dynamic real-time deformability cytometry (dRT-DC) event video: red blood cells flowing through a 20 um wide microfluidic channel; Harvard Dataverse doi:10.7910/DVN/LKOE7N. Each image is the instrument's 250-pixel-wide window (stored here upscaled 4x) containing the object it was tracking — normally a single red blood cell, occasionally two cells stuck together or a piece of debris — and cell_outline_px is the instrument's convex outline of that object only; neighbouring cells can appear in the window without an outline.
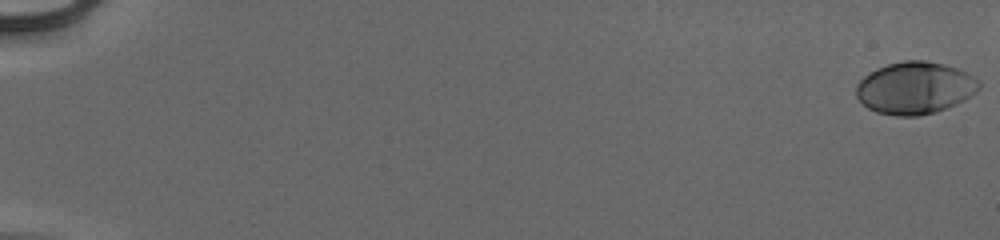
{"species": "human", "species_latin": "Homo sapiens", "temperature_condition": "cold", "stored_images_in_passage": 55, "camera_frame_rate_fps": 3000, "um_per_image_px": 0.085, "donor": {"sex": "male"}, "frame": {"image": 1, "passage_image": 1, "time_ms": 0.0, "image_size_px": [1000, 240], "cell_outline_px": [[980, 88], [976, 92], [964, 100], [944, 108], [920, 116], [896, 116], [876, 112], [868, 108], [856, 96], [856, 84], [864, 76], [876, 68], [888, 64], [904, 60], [924, 60], [944, 64], [968, 72], [980, 80]], "centroid_in_image_um": [77.77, 7.46], "position_along_channel_um": 7.2, "area_um2": 37.4}}
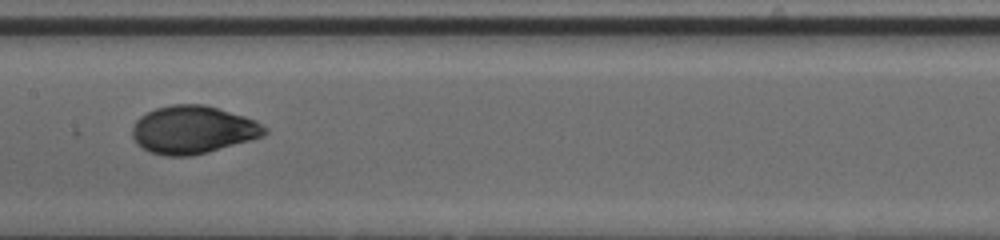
{"frame": {"image": 2, "passage_image": 31, "time_ms": 10.0, "image_size_px": [1000, 240], "cell_outline_px": [[268, 132], [260, 136], [248, 140], [208, 152], [192, 156], [164, 156], [148, 152], [136, 144], [132, 136], [132, 124], [140, 116], [156, 108], [172, 104], [204, 104], [244, 116], [256, 120], [268, 128]], "centroid_in_image_um": [16.35, 11.03], "position_along_channel_um": 191.0, "area_um2": 36.99}}
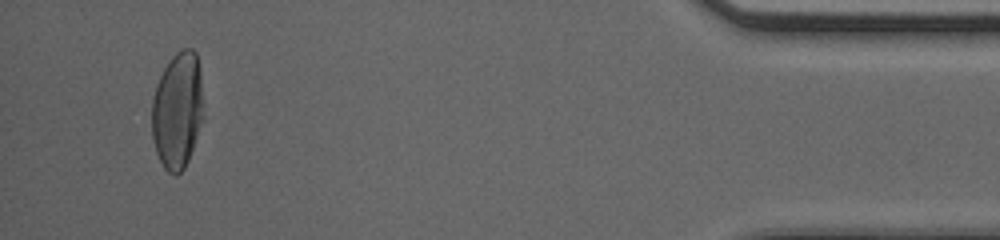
{"frame": {"image": 3, "passage_image": 53, "time_ms": 17.333, "image_size_px": [1000, 240], "cell_outline_px": [[204, 120], [188, 160], [184, 168], [176, 176], [168, 172], [164, 168], [156, 152], [152, 140], [152, 100], [156, 84], [164, 68], [172, 56], [176, 52], [184, 48], [192, 48], [196, 52], [200, 68], [204, 116]], "centroid_in_image_um": [15.1, 9.38], "position_along_channel_um": 420.1, "area_um2": 35.6}, "authors_computed_cell_mechanics": {"area_um2": 36.0094, "velocity_mm_per_s": 3.9518, "shape_relaxation_time_tau1_ms": 3.2342, "shape_relaxation_time_tau2_ms": null, "deformation_change_tau1": 0.185, "deformation_change_tau2": null}}